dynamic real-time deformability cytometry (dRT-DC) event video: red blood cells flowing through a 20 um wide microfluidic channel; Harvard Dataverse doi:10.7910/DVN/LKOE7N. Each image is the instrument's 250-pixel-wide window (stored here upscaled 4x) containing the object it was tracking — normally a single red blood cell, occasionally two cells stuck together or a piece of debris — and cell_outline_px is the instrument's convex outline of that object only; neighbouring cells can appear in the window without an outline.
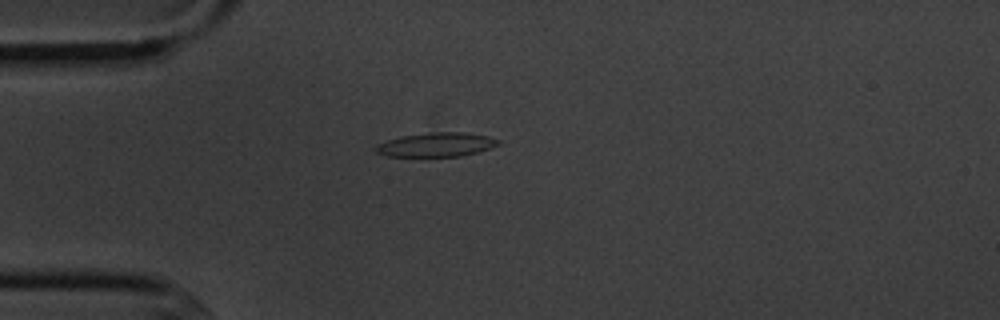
{"species": "common noctule bat (a hibernating species)", "species_latin": "Nyctalus noctula", "temperature_condition": "cold", "stored_images_in_passage": 3, "camera_frame_rate_fps": 3000, "um_per_image_px": 0.085, "animal": {"sex": "male", "body_mass_g": 20.1, "forearm_length_mm": 53.5}, "frame": {"image": 1, "passage_image": 2, "time_ms": 1.333, "image_size_px": [1000, 320], "cell_outline_px": [[500, 144], [476, 152], [460, 156], [388, 156], [376, 152], [372, 148], [376, 144], [400, 136], [436, 132], [464, 132], [488, 136], [500, 140]], "centroid_in_image_um": [37.05, 12.29], "position_along_channel_um": 47.9, "area_um2": 17.05}}